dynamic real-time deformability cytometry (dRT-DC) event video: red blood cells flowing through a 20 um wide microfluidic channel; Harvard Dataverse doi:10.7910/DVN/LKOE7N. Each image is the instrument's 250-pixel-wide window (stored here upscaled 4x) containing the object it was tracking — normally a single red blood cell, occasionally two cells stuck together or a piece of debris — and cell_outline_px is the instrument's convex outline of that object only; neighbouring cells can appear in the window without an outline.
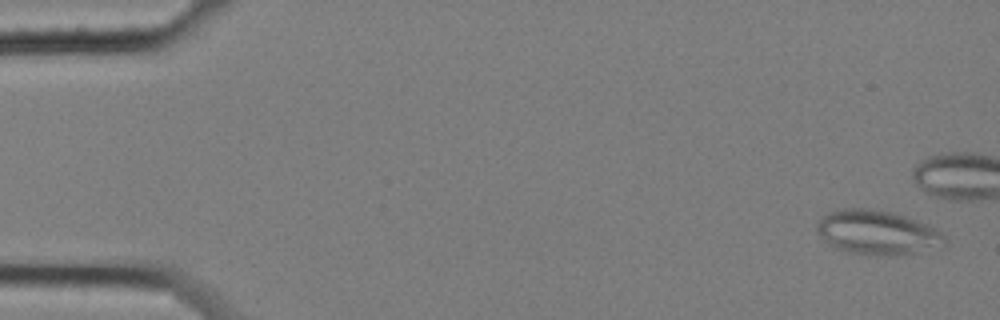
{"species": "common noctule bat (a hibernating species)", "species_latin": "Nyctalus noctula", "temperature_condition": "cold", "stored_images_in_passage": 7, "camera_frame_rate_fps": 3000, "um_per_image_px": 0.085, "animal": {"sex": "female", "body_mass_g": 25.1}, "frame": {"image": 1, "passage_image": 1, "time_ms": 0.0, "image_size_px": [1000, 320], "cell_outline_px": [[944, 244], [912, 252], [892, 256], [880, 256], [848, 252], [832, 248], [816, 232], [816, 224], [820, 216], [828, 212], [844, 208], [864, 208], [896, 212], [928, 224], [936, 228], [944, 236]], "centroid_in_image_um": [74.48, 19.74], "position_along_channel_um": 10.5, "area_um2": 33.12}}